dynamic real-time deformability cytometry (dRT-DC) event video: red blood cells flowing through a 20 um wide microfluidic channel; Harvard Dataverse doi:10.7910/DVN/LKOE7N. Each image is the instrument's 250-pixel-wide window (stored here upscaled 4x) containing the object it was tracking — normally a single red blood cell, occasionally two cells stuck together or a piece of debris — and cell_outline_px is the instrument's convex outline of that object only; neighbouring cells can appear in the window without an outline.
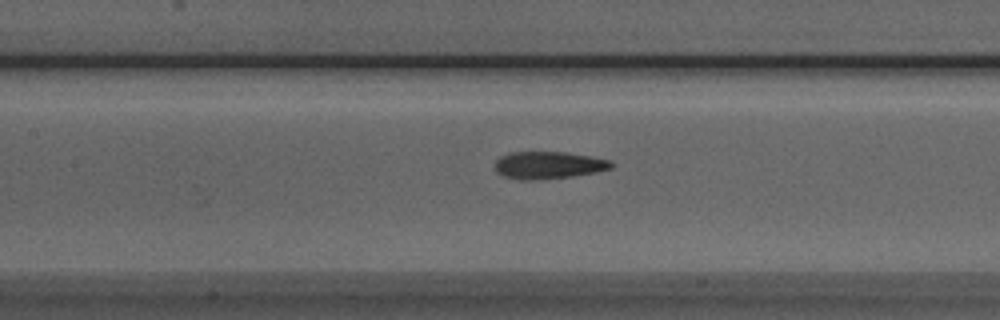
{"species": "Egyptian fruit bat (a non-hibernating species)", "species_latin": "Rousettus aegyptiacus", "temperature_condition": "room temperature", "stored_images_in_passage": 36, "camera_frame_rate_fps": 3000, "um_per_image_px": 0.085, "animal": {"sex": "male"}, "frame": {"image": 1, "passage_image": 8, "time_ms": 2.333, "image_size_px": [1000, 320], "cell_outline_px": [[612, 168], [596, 172], [572, 176], [532, 180], [524, 180], [504, 176], [496, 172], [496, 160], [500, 156], [508, 152], [564, 152], [592, 156], [612, 160]], "centroid_in_image_um": [46.63, 14.03], "position_along_channel_um": 160.8, "area_um2": 18.5}}
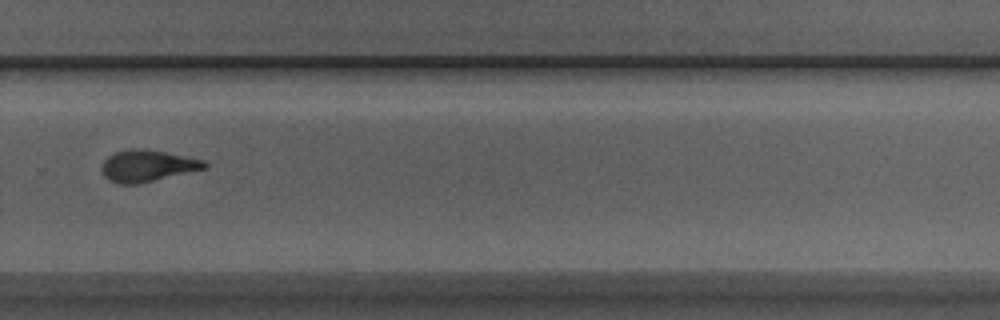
{"frame": {"image": 2, "passage_image": 20, "time_ms": 6.333, "image_size_px": [1000, 320], "cell_outline_px": [[208, 168], [136, 184], [120, 184], [108, 180], [104, 176], [100, 168], [104, 160], [108, 156], [116, 152], [128, 148], [144, 148], [204, 160], [208, 164]], "centroid_in_image_um": [12.5, 14.09], "position_along_channel_um": 317.3, "area_um2": 18.96}}
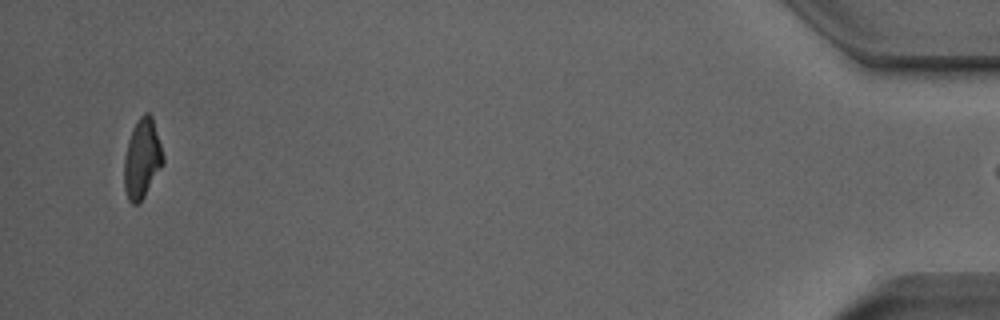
{"frame": {"image": 3, "passage_image": 35, "time_ms": 11.333, "image_size_px": [1000, 320], "cell_outline_px": [[164, 164], [144, 196], [136, 204], [132, 204], [128, 200], [124, 188], [124, 156], [128, 140], [132, 128], [140, 116], [144, 112], [148, 112], [152, 116], [164, 156]], "centroid_in_image_um": [12.07, 13.47], "position_along_channel_um": 423.1, "area_um2": 18.09}, "authors_computed_cell_mechanics": {"area_um2": 18.9006, "velocity_mm_per_s": 3.9273, "shape_relaxation_time_tau1_ms": 7.0902, "shape_relaxation_time_tau2_ms": 1.867, "deformation_change_tau1": 0.2111, "deformation_change_tau2": 0.1051}}